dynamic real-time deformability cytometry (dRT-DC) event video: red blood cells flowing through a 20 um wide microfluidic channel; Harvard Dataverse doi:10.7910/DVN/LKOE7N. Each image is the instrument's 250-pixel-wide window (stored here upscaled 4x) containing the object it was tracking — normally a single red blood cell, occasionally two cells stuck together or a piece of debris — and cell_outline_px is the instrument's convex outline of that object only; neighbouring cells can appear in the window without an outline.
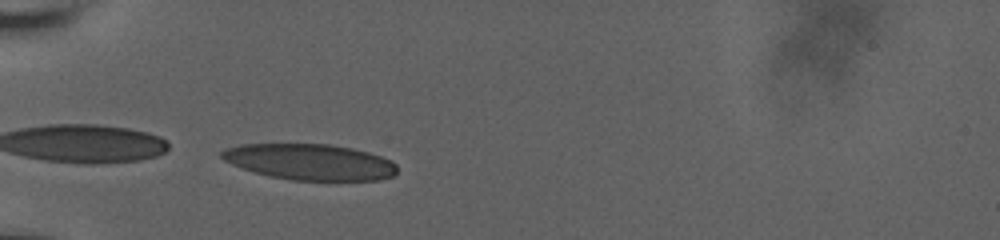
{"species": "human", "species_latin": "Homo sapiens", "temperature_condition": "room temperature", "stored_images_in_passage": 32, "camera_frame_rate_fps": 3000, "um_per_image_px": 0.085, "donor": {"sex": "male"}, "frame": {"image": 1, "passage_image": 1, "time_ms": 0.0, "image_size_px": [1000, 240], "cell_outline_px": [[396, 172], [392, 176], [380, 180], [292, 180], [268, 176], [232, 164], [224, 160], [220, 156], [220, 152], [228, 148], [240, 144], [328, 144], [352, 148], [368, 152], [392, 160], [396, 164]], "centroid_in_image_um": [26.36, 13.76], "position_along_channel_um": 58.6, "area_um2": 36.65}}
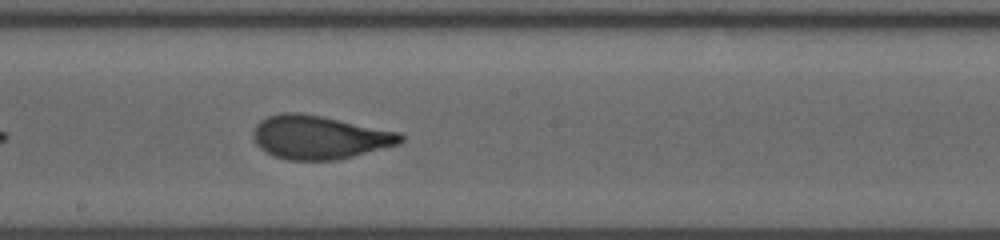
{"frame": {"image": 2, "passage_image": 19, "time_ms": 4.667, "image_size_px": [1000, 240], "cell_outline_px": [[404, 140], [400, 144], [336, 160], [288, 160], [272, 156], [260, 148], [256, 144], [252, 136], [252, 132], [256, 124], [260, 120], [268, 116], [280, 112], [300, 112], [400, 132], [404, 136]], "centroid_in_image_um": [27.11, 11.67], "position_along_channel_um": 221.1, "area_um2": 37.45}}
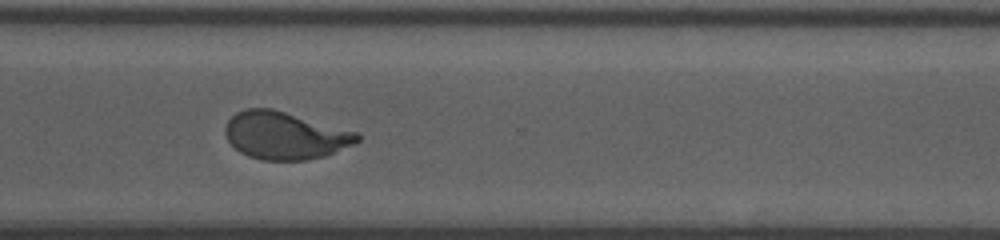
{"frame": {"image": 3, "passage_image": 31, "time_ms": 8.0, "image_size_px": [1000, 240], "cell_outline_px": [[360, 140], [356, 144], [324, 156], [304, 160], [264, 160], [248, 156], [240, 152], [228, 140], [224, 132], [224, 128], [228, 120], [236, 112], [244, 108], [272, 108], [356, 132], [360, 136]], "centroid_in_image_um": [24.2, 11.51], "position_along_channel_um": 346.4, "area_um2": 36.41}}